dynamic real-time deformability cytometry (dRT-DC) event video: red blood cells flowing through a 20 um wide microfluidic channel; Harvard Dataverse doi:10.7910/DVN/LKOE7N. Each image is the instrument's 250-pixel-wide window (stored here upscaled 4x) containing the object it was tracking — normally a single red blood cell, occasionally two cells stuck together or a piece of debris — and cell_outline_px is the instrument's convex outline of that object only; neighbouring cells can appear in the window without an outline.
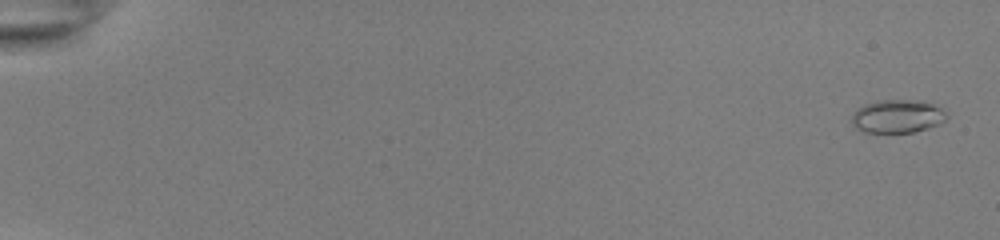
{"species": "common noctule bat (a hibernating species)", "species_latin": "Nyctalus noctula", "temperature_condition": "room temperature", "stored_images_in_passage": 54, "camera_frame_rate_fps": 3000, "um_per_image_px": 0.085, "animal": {"sex": "female", "body_mass_g": 22.0, "forearm_length_mm": 56.7}, "frame": {"image": 1, "passage_image": 2, "time_ms": 0.333, "image_size_px": [1000, 240], "cell_outline_px": [[948, 116], [940, 124], [928, 128], [912, 132], [864, 132], [856, 128], [852, 124], [852, 116], [856, 108], [864, 104], [876, 100], [916, 100], [932, 104], [948, 112]], "centroid_in_image_um": [76.27, 9.88], "position_along_channel_um": 8.7, "area_um2": 18.44}}
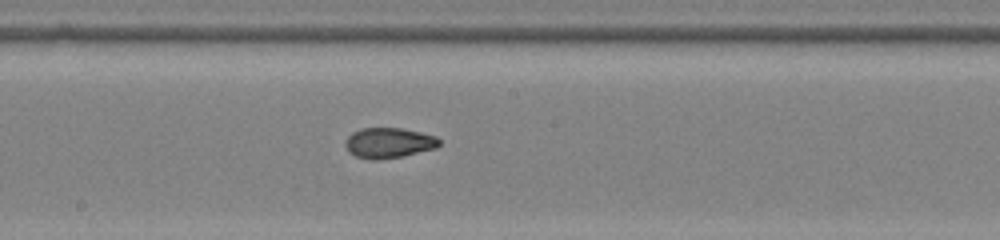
{"frame": {"image": 2, "passage_image": 32, "time_ms": 10.333, "image_size_px": [1000, 240], "cell_outline_px": [[440, 144], [436, 148], [404, 156], [376, 160], [372, 160], [356, 156], [348, 152], [344, 144], [344, 140], [352, 132], [360, 128], [400, 128], [420, 132], [436, 136], [440, 140]], "centroid_in_image_um": [33.02, 12.14], "position_along_channel_um": 215.2, "area_um2": 16.76}}
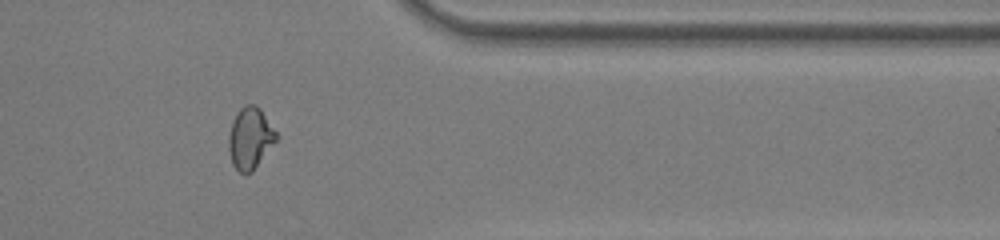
{"frame": {"image": 3, "passage_image": 46, "time_ms": 15.0, "image_size_px": [1000, 240], "cell_outline_px": [[276, 140], [252, 172], [240, 172], [232, 164], [228, 148], [228, 136], [232, 120], [236, 112], [244, 104], [256, 104], [260, 108], [276, 132]], "centroid_in_image_um": [21.22, 11.71], "position_along_channel_um": 390.2, "area_um2": 16.94}, "authors_computed_cell_mechanics": {"area_um2": 16.7331, "velocity_mm_per_s": 3.9292, "shape_relaxation_time_tau1_ms": 9.8007, "shape_relaxation_time_tau2_ms": 1.5082, "deformation_change_tau1": 0.2997, "deformation_change_tau2": 0.0664}}